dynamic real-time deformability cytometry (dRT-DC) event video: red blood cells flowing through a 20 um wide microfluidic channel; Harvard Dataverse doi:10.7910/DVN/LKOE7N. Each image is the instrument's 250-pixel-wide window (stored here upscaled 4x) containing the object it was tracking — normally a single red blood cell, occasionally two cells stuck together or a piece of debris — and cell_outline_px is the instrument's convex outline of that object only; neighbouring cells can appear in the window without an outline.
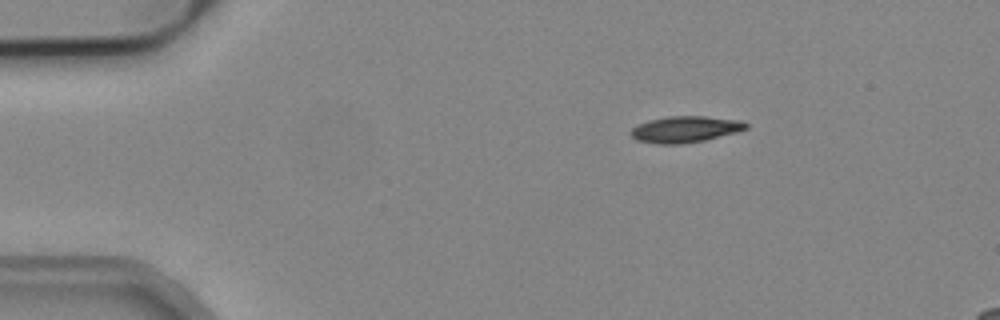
{"species": "common noctule bat (a hibernating species)", "species_latin": "Nyctalus noctula", "temperature_condition": "cold", "stored_images_in_passage": 3, "camera_frame_rate_fps": 3000, "um_per_image_px": 0.085, "animal": {"sex": "male", "body_mass_g": 19.2, "forearm_length_mm": 51.8}, "frame": {"image": 1, "passage_image": 1, "time_ms": 0.0, "image_size_px": [1000, 320], "cell_outline_px": [[748, 128], [736, 132], [704, 140], [680, 144], [660, 144], [636, 140], [628, 132], [636, 124], [648, 120], [668, 116], [704, 116], [744, 120], [748, 124]], "centroid_in_image_um": [58.23, 10.98], "position_along_channel_um": 26.8, "area_um2": 17.8}}